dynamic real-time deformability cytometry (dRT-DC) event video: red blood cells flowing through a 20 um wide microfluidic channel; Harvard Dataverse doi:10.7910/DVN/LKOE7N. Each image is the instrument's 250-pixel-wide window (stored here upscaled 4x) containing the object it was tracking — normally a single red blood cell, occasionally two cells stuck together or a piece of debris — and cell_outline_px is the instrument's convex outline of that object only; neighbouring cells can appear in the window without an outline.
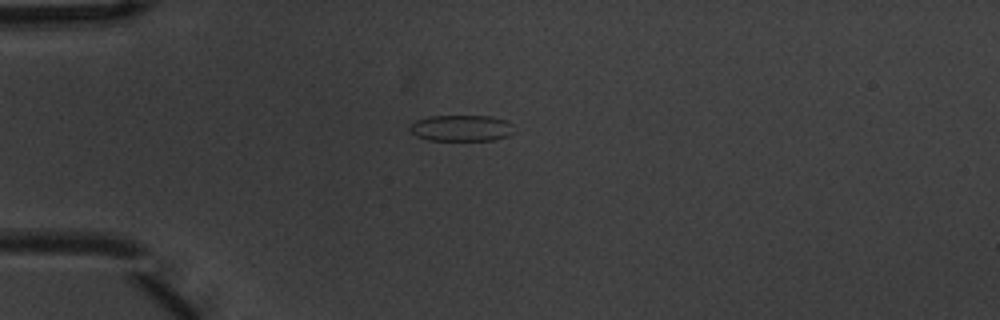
{"species": "common noctule bat (a hibernating species)", "species_latin": "Nyctalus noctula", "temperature_condition": "warm", "stored_images_in_passage": 3, "camera_frame_rate_fps": 3000, "um_per_image_px": 0.085, "animal": {"sex": "male", "body_mass_g": 20.1, "forearm_length_mm": 53.5}, "frame": {"image": 1, "passage_image": 1, "time_ms": 0.0, "image_size_px": [1000, 320], "cell_outline_px": [[516, 132], [508, 136], [492, 140], [428, 140], [416, 136], [408, 128], [416, 120], [428, 116], [488, 116], [508, 120], [512, 124]], "centroid_in_image_um": [39.25, 10.89], "position_along_channel_um": 45.7, "area_um2": 16.07}}
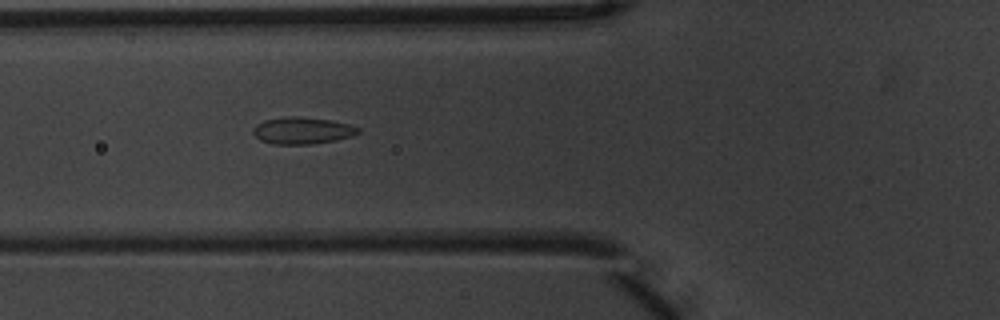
{"frame": {"image": 2, "passage_image": 3, "time_ms": 0.667, "image_size_px": [1000, 320], "cell_outline_px": [[360, 132], [352, 136], [336, 140], [312, 144], [272, 144], [260, 140], [252, 132], [252, 128], [256, 124], [264, 120], [288, 116], [292, 116], [328, 120], [348, 124], [360, 128]], "centroid_in_image_um": [25.67, 11.11], "position_along_channel_um": 100.1, "area_um2": 16.36}}